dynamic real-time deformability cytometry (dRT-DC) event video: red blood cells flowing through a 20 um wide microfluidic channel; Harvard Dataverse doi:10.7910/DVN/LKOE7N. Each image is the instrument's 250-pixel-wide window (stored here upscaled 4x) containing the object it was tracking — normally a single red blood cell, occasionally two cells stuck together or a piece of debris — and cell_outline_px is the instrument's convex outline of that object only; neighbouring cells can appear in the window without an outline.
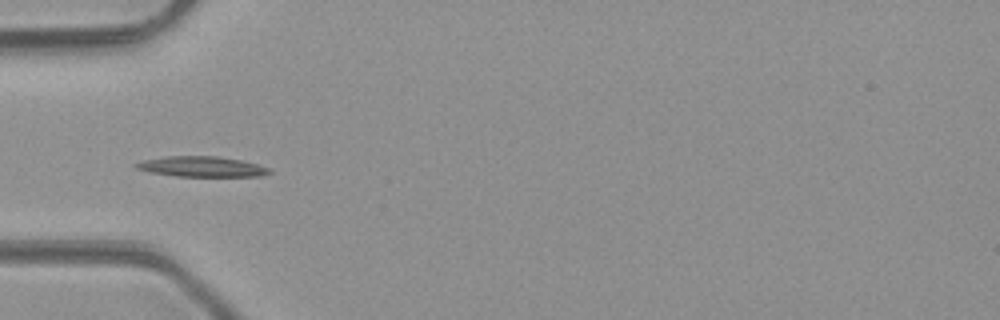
{"species": "common noctule bat (a hibernating species)", "species_latin": "Nyctalus noctula", "temperature_condition": "room temperature", "stored_images_in_passage": 35, "camera_frame_rate_fps": 3000, "um_per_image_px": 0.085, "animal": {"sex": "male", "body_mass_g": 23.1, "forearm_length_mm": 52.7}, "frame": {"image": 1, "passage_image": 2, "time_ms": 0.333, "image_size_px": [1000, 320], "cell_outline_px": [[272, 172], [264, 176], [176, 176], [148, 172], [136, 168], [132, 164], [144, 160], [164, 156], [216, 156], [240, 160], [256, 164], [268, 168]], "centroid_in_image_um": [17.1, 14.16], "position_along_channel_um": 67.9, "area_um2": 15.78}}
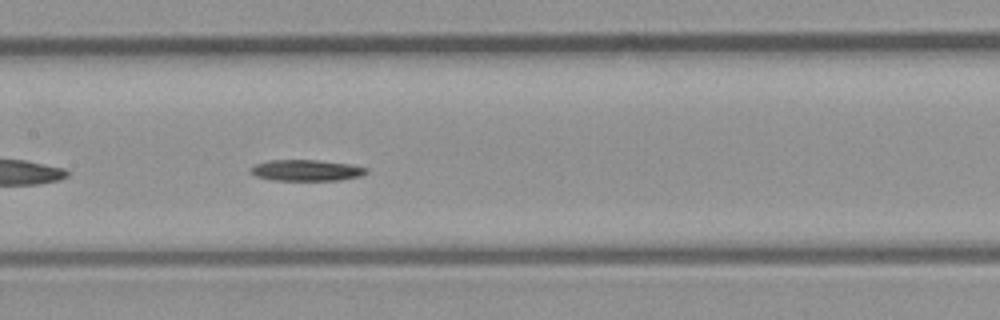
{"frame": {"image": 2, "passage_image": 10, "time_ms": 3.0, "image_size_px": [1000, 320], "cell_outline_px": [[368, 172], [360, 176], [340, 180], [272, 180], [256, 176], [248, 172], [248, 168], [256, 164], [268, 160], [316, 160], [352, 164], [368, 168]], "centroid_in_image_um": [26.02, 14.47], "position_along_channel_um": 181.4, "area_um2": 14.39}}
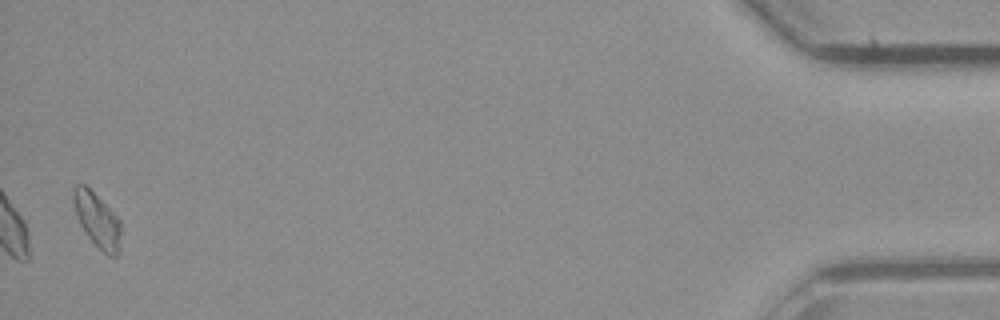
{"frame": {"image": 3, "passage_image": 34, "time_ms": 11.0, "image_size_px": [1000, 320], "cell_outline_px": [[120, 252], [116, 256], [108, 256], [88, 236], [80, 224], [72, 200], [72, 188], [76, 184], [84, 184], [120, 220]], "centroid_in_image_um": [8.25, 18.71], "position_along_channel_um": 426.9, "area_um2": 14.68}}